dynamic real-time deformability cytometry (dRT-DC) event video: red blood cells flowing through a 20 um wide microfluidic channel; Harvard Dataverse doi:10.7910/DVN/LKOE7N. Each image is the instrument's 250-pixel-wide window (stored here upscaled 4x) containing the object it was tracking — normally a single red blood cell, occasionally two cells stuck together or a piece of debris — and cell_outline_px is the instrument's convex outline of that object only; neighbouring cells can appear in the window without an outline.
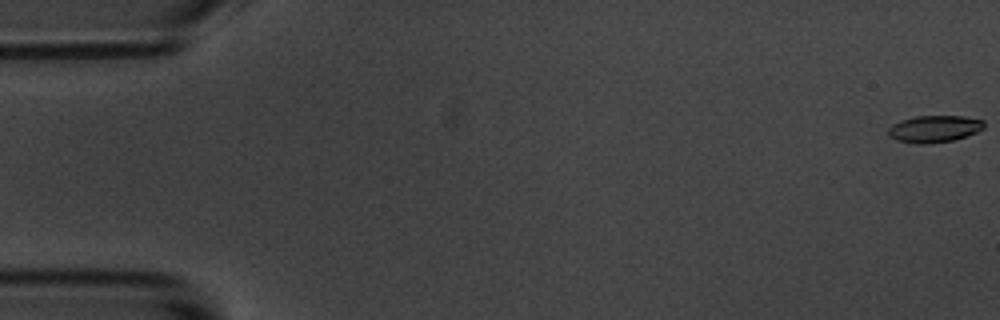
{"species": "common noctule bat (a hibernating species)", "species_latin": "Nyctalus noctula", "temperature_condition": "room temperature", "stored_images_in_passage": 15, "camera_frame_rate_fps": 3000, "um_per_image_px": 0.085, "animal": {"sex": "male", "body_mass_g": 20.1, "forearm_length_mm": 53.5}, "frame": {"image": 1, "passage_image": 1, "time_ms": 0.0, "image_size_px": [1000, 320], "cell_outline_px": [[984, 128], [968, 136], [952, 140], [920, 144], [916, 144], [896, 140], [888, 136], [888, 128], [892, 124], [900, 120], [916, 116], [964, 116], [984, 120]], "centroid_in_image_um": [79.4, 10.94], "position_along_channel_um": 5.6, "area_um2": 15.09}}
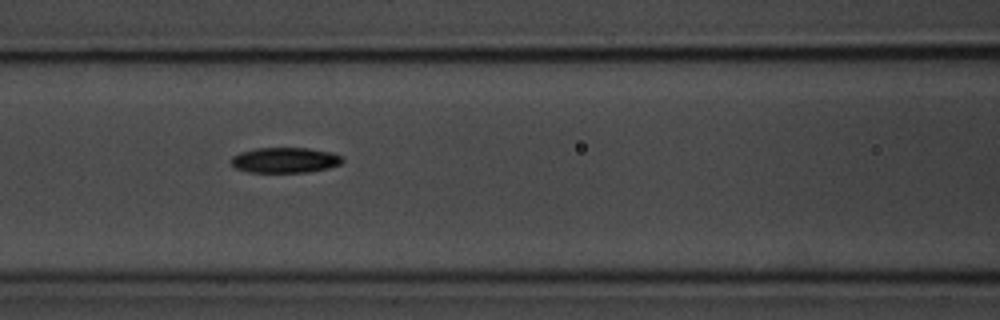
{"frame": {"image": 2, "passage_image": 7, "time_ms": 8.0, "image_size_px": [1000, 320], "cell_outline_px": [[344, 160], [340, 164], [328, 168], [308, 172], [248, 172], [236, 168], [232, 164], [232, 156], [240, 152], [256, 148], [308, 148], [332, 152], [340, 156]], "centroid_in_image_um": [24.23, 13.61], "position_along_channel_um": 142.4, "area_um2": 16.42}}
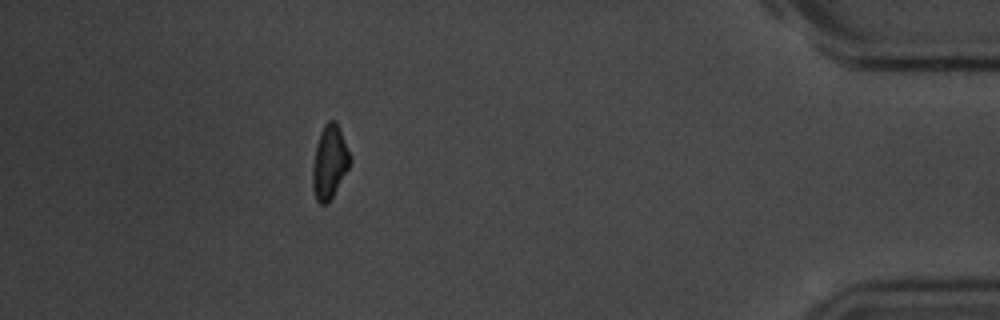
{"frame": {"image": 3, "passage_image": 14, "time_ms": 17.0, "image_size_px": [1000, 320], "cell_outline_px": [[352, 160], [348, 168], [328, 204], [320, 204], [316, 200], [312, 184], [312, 168], [316, 148], [320, 132], [324, 124], [328, 120], [336, 120], [340, 128], [352, 156]], "centroid_in_image_um": [28.03, 13.75], "position_along_channel_um": 407.2, "area_um2": 16.13}, "authors_computed_cell_mechanics": {"area_um2": 16.3574, "velocity_mm_per_s": 3.5291, "shape_relaxation_time_tau1_ms": 2.678, "shape_relaxation_time_tau2_ms": 7.2714, "deformation_change_tau1": 0.0944, "deformation_change_tau2": 0.1339}}